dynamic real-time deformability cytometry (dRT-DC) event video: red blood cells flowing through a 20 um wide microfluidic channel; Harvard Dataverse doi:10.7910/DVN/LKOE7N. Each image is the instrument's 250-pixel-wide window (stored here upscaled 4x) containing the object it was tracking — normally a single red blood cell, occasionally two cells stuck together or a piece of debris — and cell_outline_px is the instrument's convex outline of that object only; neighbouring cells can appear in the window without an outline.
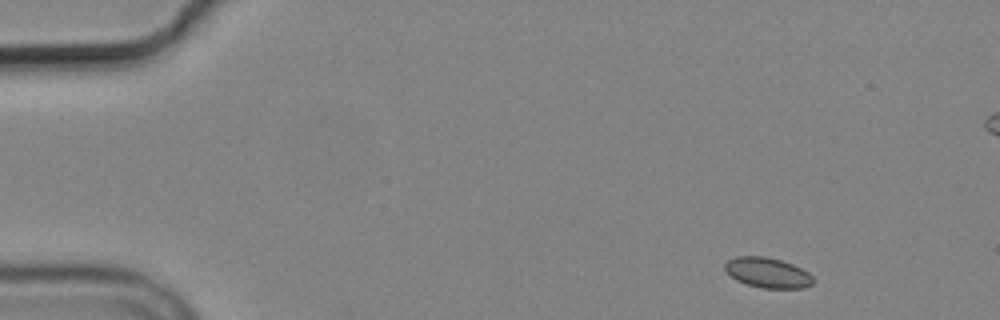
{"species": "common noctule bat (a hibernating species)", "species_latin": "Nyctalus noctula", "temperature_condition": "cold", "stored_images_in_passage": 6, "camera_frame_rate_fps": 3000, "um_per_image_px": 0.085, "animal": {"sex": "male", "body_mass_g": 19.2, "forearm_length_mm": 51.8}, "frame": {"image": 1, "passage_image": 1, "time_ms": 0.0, "image_size_px": [1000, 320], "cell_outline_px": [[816, 280], [812, 284], [804, 288], [760, 288], [736, 280], [724, 268], [724, 264], [728, 260], [736, 256], [764, 256], [780, 260], [792, 264], [808, 272]], "centroid_in_image_um": [65.26, 23.18], "position_along_channel_um": 19.7, "area_um2": 15.49}}
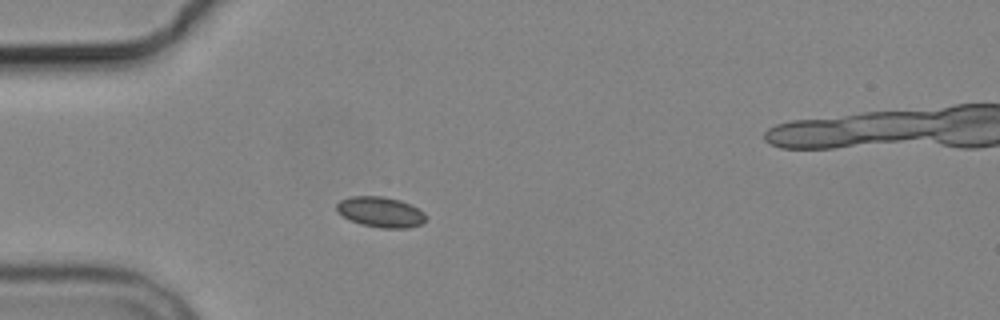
{"frame": {"image": 2, "passage_image": 4, "time_ms": 3.333, "image_size_px": [1000, 320], "cell_outline_px": [[424, 220], [420, 224], [408, 228], [380, 228], [360, 224], [348, 220], [336, 212], [336, 204], [340, 200], [352, 196], [384, 196], [400, 200], [424, 212]], "centroid_in_image_um": [32.27, 18.02], "position_along_channel_um": 52.7, "area_um2": 15.84}}